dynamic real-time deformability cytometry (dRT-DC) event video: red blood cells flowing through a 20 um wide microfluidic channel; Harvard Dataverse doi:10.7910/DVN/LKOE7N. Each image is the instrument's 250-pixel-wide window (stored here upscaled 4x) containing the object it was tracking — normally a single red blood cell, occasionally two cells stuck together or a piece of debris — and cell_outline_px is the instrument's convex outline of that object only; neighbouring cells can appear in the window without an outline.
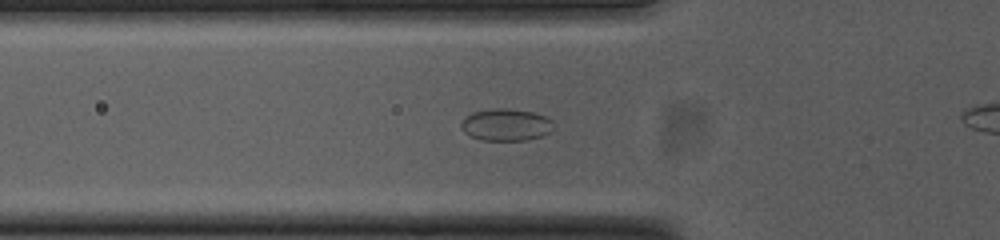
{"species": "common noctule bat (a hibernating species)", "species_latin": "Nyctalus noctula", "temperature_condition": "cold", "stored_images_in_passage": 28, "camera_frame_rate_fps": 3000, "um_per_image_px": 0.085, "animal": {"sex": "female", "body_mass_g": 23.0, "forearm_length_mm": 53.4}, "frame": {"image": 1, "passage_image": 2, "time_ms": 0.333, "image_size_px": [1000, 240], "cell_outline_px": [[552, 132], [528, 140], [480, 140], [464, 132], [460, 128], [460, 124], [472, 112], [492, 108], [504, 108], [532, 112], [544, 116], [552, 120]], "centroid_in_image_um": [43.0, 10.61], "position_along_channel_um": 82.8, "area_um2": 17.17}}
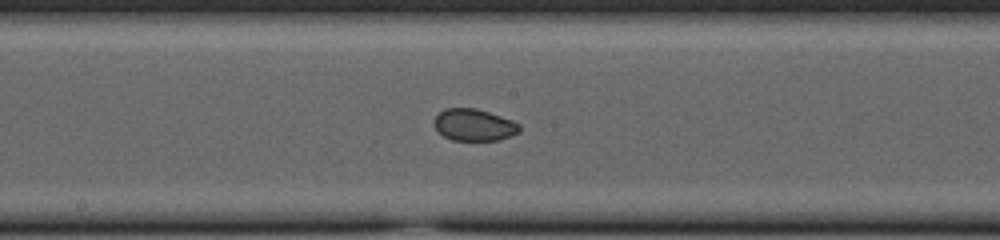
{"frame": {"image": 2, "passage_image": 12, "time_ms": 3.667, "image_size_px": [1000, 240], "cell_outline_px": [[520, 132], [500, 140], [452, 140], [444, 136], [432, 124], [432, 120], [444, 108], [476, 108], [512, 120], [520, 124]], "centroid_in_image_um": [40.28, 10.61], "position_along_channel_um": 207.9, "area_um2": 15.9}}
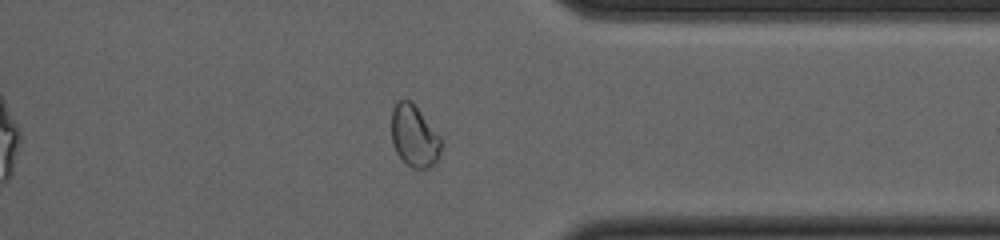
{"frame": {"image": 3, "passage_image": 26, "time_ms": 8.333, "image_size_px": [1000, 240], "cell_outline_px": [[440, 152], [436, 160], [428, 168], [412, 168], [396, 152], [392, 144], [392, 108], [400, 100], [412, 100], [440, 136]], "centroid_in_image_um": [35.2, 11.54], "position_along_channel_um": 376.2, "area_um2": 17.63}}